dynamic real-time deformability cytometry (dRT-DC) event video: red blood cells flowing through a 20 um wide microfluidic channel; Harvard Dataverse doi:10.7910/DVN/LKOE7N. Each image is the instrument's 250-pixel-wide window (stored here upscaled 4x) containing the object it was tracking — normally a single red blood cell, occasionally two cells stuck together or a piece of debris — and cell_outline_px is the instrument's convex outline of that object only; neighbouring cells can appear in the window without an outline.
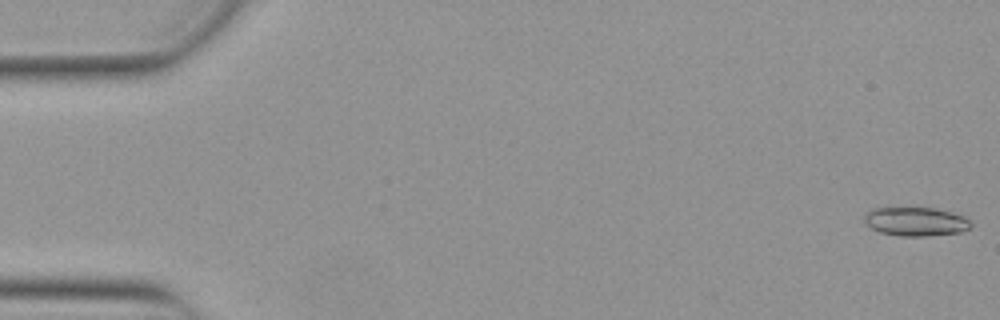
{"species": "Egyptian fruit bat (a non-hibernating species)", "species_latin": "Rousettus aegyptiacus", "temperature_condition": "warm", "stored_images_in_passage": 52, "camera_frame_rate_fps": 3000, "um_per_image_px": 0.085, "animal": {"sex": "female"}, "frame": {"image": 1, "passage_image": 1, "time_ms": 0.0, "image_size_px": [1000, 320], "cell_outline_px": [[972, 228], [960, 232], [928, 236], [900, 236], [880, 232], [872, 228], [864, 220], [864, 216], [872, 208], [916, 204], [936, 208], [952, 212], [964, 216], [972, 224]], "centroid_in_image_um": [77.84, 18.77], "position_along_channel_um": 7.2, "area_um2": 18.79}}
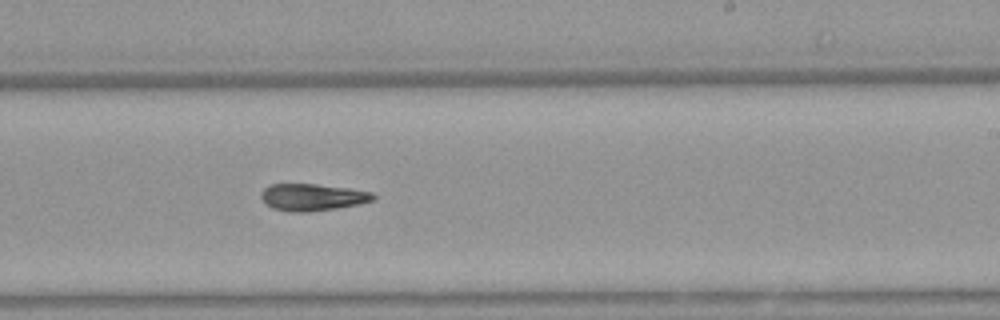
{"frame": {"image": 2, "passage_image": 32, "time_ms": 10.333, "image_size_px": [1000, 320], "cell_outline_px": [[376, 200], [360, 204], [336, 208], [304, 212], [292, 212], [272, 208], [264, 204], [260, 196], [260, 192], [268, 184], [316, 184], [348, 188], [372, 192], [376, 196]], "centroid_in_image_um": [26.54, 16.76], "position_along_channel_um": 262.5, "area_um2": 17.8}}
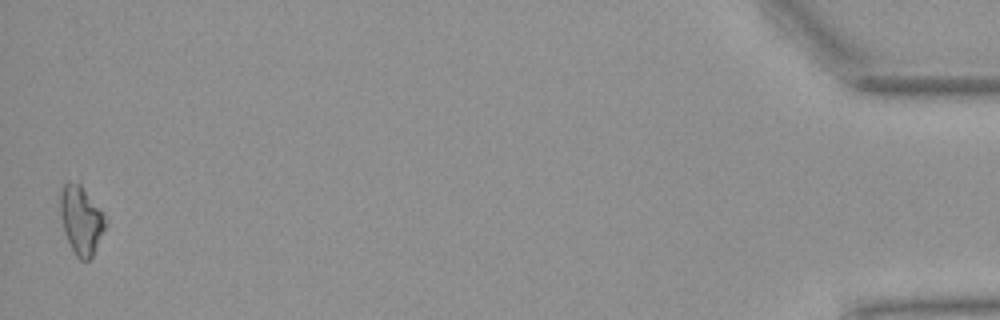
{"frame": {"image": 3, "passage_image": 52, "time_ms": 17.0, "image_size_px": [1000, 320], "cell_outline_px": [[104, 228], [92, 256], [88, 260], [80, 260], [76, 256], [64, 232], [60, 216], [60, 192], [64, 184], [68, 180], [80, 180], [104, 212]], "centroid_in_image_um": [6.87, 18.59], "position_along_channel_um": 428.3, "area_um2": 18.26}, "authors_computed_cell_mechanics": {"area_um2": 17.918, "velocity_mm_per_s": 3.9011, "shape_relaxation_time_tau1_ms": 7.2737, "shape_relaxation_time_tau2_ms": 7.3169, "deformation_change_tau1": 0.2111, "deformation_change_tau2": 0.175}}